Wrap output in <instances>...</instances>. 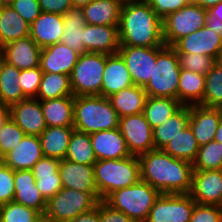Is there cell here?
Instances as JSON below:
<instances>
[{"label": "cell", "instance_id": "003e7915", "mask_svg": "<svg viewBox=\"0 0 222 222\" xmlns=\"http://www.w3.org/2000/svg\"><path fill=\"white\" fill-rule=\"evenodd\" d=\"M127 1H141V2H147L148 0H127Z\"/></svg>", "mask_w": 222, "mask_h": 222}, {"label": "cell", "instance_id": "7c38bea8", "mask_svg": "<svg viewBox=\"0 0 222 222\" xmlns=\"http://www.w3.org/2000/svg\"><path fill=\"white\" fill-rule=\"evenodd\" d=\"M118 128L131 155H140L154 148L153 128L143 113L119 118Z\"/></svg>", "mask_w": 222, "mask_h": 222}, {"label": "cell", "instance_id": "2e32d148", "mask_svg": "<svg viewBox=\"0 0 222 222\" xmlns=\"http://www.w3.org/2000/svg\"><path fill=\"white\" fill-rule=\"evenodd\" d=\"M221 117L222 108H209L201 105L189 106V126L199 146L214 140Z\"/></svg>", "mask_w": 222, "mask_h": 222}, {"label": "cell", "instance_id": "7a4b0ae2", "mask_svg": "<svg viewBox=\"0 0 222 222\" xmlns=\"http://www.w3.org/2000/svg\"><path fill=\"white\" fill-rule=\"evenodd\" d=\"M118 31L120 46H166L162 20L147 2L124 1Z\"/></svg>", "mask_w": 222, "mask_h": 222}, {"label": "cell", "instance_id": "1f68e13d", "mask_svg": "<svg viewBox=\"0 0 222 222\" xmlns=\"http://www.w3.org/2000/svg\"><path fill=\"white\" fill-rule=\"evenodd\" d=\"M205 88V75L181 69L177 100L183 106L201 105Z\"/></svg>", "mask_w": 222, "mask_h": 222}, {"label": "cell", "instance_id": "484cf974", "mask_svg": "<svg viewBox=\"0 0 222 222\" xmlns=\"http://www.w3.org/2000/svg\"><path fill=\"white\" fill-rule=\"evenodd\" d=\"M60 160L43 156L32 168L36 187L48 201L63 187L59 175Z\"/></svg>", "mask_w": 222, "mask_h": 222}, {"label": "cell", "instance_id": "4fadbf2b", "mask_svg": "<svg viewBox=\"0 0 222 222\" xmlns=\"http://www.w3.org/2000/svg\"><path fill=\"white\" fill-rule=\"evenodd\" d=\"M189 195L196 203L222 207V170H194Z\"/></svg>", "mask_w": 222, "mask_h": 222}, {"label": "cell", "instance_id": "8fae6325", "mask_svg": "<svg viewBox=\"0 0 222 222\" xmlns=\"http://www.w3.org/2000/svg\"><path fill=\"white\" fill-rule=\"evenodd\" d=\"M164 47L120 46L118 53L124 59L134 85L144 87L148 83L157 54Z\"/></svg>", "mask_w": 222, "mask_h": 222}, {"label": "cell", "instance_id": "91938a15", "mask_svg": "<svg viewBox=\"0 0 222 222\" xmlns=\"http://www.w3.org/2000/svg\"><path fill=\"white\" fill-rule=\"evenodd\" d=\"M93 0H71L72 6L82 7L84 5L89 4Z\"/></svg>", "mask_w": 222, "mask_h": 222}, {"label": "cell", "instance_id": "44dd1931", "mask_svg": "<svg viewBox=\"0 0 222 222\" xmlns=\"http://www.w3.org/2000/svg\"><path fill=\"white\" fill-rule=\"evenodd\" d=\"M90 140L97 160L124 159L131 156L119 128L91 133Z\"/></svg>", "mask_w": 222, "mask_h": 222}, {"label": "cell", "instance_id": "e7e4bbea", "mask_svg": "<svg viewBox=\"0 0 222 222\" xmlns=\"http://www.w3.org/2000/svg\"><path fill=\"white\" fill-rule=\"evenodd\" d=\"M217 62H219L220 64H222V48L220 50V54H219V57L217 59Z\"/></svg>", "mask_w": 222, "mask_h": 222}, {"label": "cell", "instance_id": "4dcf8cb0", "mask_svg": "<svg viewBox=\"0 0 222 222\" xmlns=\"http://www.w3.org/2000/svg\"><path fill=\"white\" fill-rule=\"evenodd\" d=\"M30 23L24 20L10 5H0V47L29 36Z\"/></svg>", "mask_w": 222, "mask_h": 222}, {"label": "cell", "instance_id": "11a10c76", "mask_svg": "<svg viewBox=\"0 0 222 222\" xmlns=\"http://www.w3.org/2000/svg\"><path fill=\"white\" fill-rule=\"evenodd\" d=\"M10 117V109L7 106L0 105V129Z\"/></svg>", "mask_w": 222, "mask_h": 222}, {"label": "cell", "instance_id": "f35d334b", "mask_svg": "<svg viewBox=\"0 0 222 222\" xmlns=\"http://www.w3.org/2000/svg\"><path fill=\"white\" fill-rule=\"evenodd\" d=\"M65 159L73 163L94 165L97 162V158L92 148L90 134L74 129Z\"/></svg>", "mask_w": 222, "mask_h": 222}, {"label": "cell", "instance_id": "e0dca14e", "mask_svg": "<svg viewBox=\"0 0 222 222\" xmlns=\"http://www.w3.org/2000/svg\"><path fill=\"white\" fill-rule=\"evenodd\" d=\"M81 53L63 43L41 48L40 69L47 73L71 75Z\"/></svg>", "mask_w": 222, "mask_h": 222}, {"label": "cell", "instance_id": "8d00e7d4", "mask_svg": "<svg viewBox=\"0 0 222 222\" xmlns=\"http://www.w3.org/2000/svg\"><path fill=\"white\" fill-rule=\"evenodd\" d=\"M162 150L174 158L193 163L197 157L199 145L191 127L188 125L171 139Z\"/></svg>", "mask_w": 222, "mask_h": 222}, {"label": "cell", "instance_id": "b9f144b4", "mask_svg": "<svg viewBox=\"0 0 222 222\" xmlns=\"http://www.w3.org/2000/svg\"><path fill=\"white\" fill-rule=\"evenodd\" d=\"M40 216L34 209L13 201L0 205L1 222H35Z\"/></svg>", "mask_w": 222, "mask_h": 222}, {"label": "cell", "instance_id": "680465c9", "mask_svg": "<svg viewBox=\"0 0 222 222\" xmlns=\"http://www.w3.org/2000/svg\"><path fill=\"white\" fill-rule=\"evenodd\" d=\"M214 141L222 143V117H221V122L217 128V131L215 132Z\"/></svg>", "mask_w": 222, "mask_h": 222}, {"label": "cell", "instance_id": "ac0fdd59", "mask_svg": "<svg viewBox=\"0 0 222 222\" xmlns=\"http://www.w3.org/2000/svg\"><path fill=\"white\" fill-rule=\"evenodd\" d=\"M119 25L84 26V46L87 52L116 54L120 48Z\"/></svg>", "mask_w": 222, "mask_h": 222}, {"label": "cell", "instance_id": "5b68a950", "mask_svg": "<svg viewBox=\"0 0 222 222\" xmlns=\"http://www.w3.org/2000/svg\"><path fill=\"white\" fill-rule=\"evenodd\" d=\"M161 194L147 182L139 180L132 186L113 191L104 201L135 222H146L152 206Z\"/></svg>", "mask_w": 222, "mask_h": 222}, {"label": "cell", "instance_id": "9f6ffc18", "mask_svg": "<svg viewBox=\"0 0 222 222\" xmlns=\"http://www.w3.org/2000/svg\"><path fill=\"white\" fill-rule=\"evenodd\" d=\"M221 1L222 0H191V2L198 4L199 6L205 9H208L209 7L216 5Z\"/></svg>", "mask_w": 222, "mask_h": 222}, {"label": "cell", "instance_id": "8992f818", "mask_svg": "<svg viewBox=\"0 0 222 222\" xmlns=\"http://www.w3.org/2000/svg\"><path fill=\"white\" fill-rule=\"evenodd\" d=\"M98 192H83L62 187L46 203L44 216L48 222H68L96 207Z\"/></svg>", "mask_w": 222, "mask_h": 222}, {"label": "cell", "instance_id": "cb8c5ba5", "mask_svg": "<svg viewBox=\"0 0 222 222\" xmlns=\"http://www.w3.org/2000/svg\"><path fill=\"white\" fill-rule=\"evenodd\" d=\"M132 85H134L132 77L121 55L119 53L106 55L101 96L109 97Z\"/></svg>", "mask_w": 222, "mask_h": 222}, {"label": "cell", "instance_id": "ffe728a7", "mask_svg": "<svg viewBox=\"0 0 222 222\" xmlns=\"http://www.w3.org/2000/svg\"><path fill=\"white\" fill-rule=\"evenodd\" d=\"M1 48L5 61L19 70L40 66L41 48L30 36L9 42Z\"/></svg>", "mask_w": 222, "mask_h": 222}, {"label": "cell", "instance_id": "f907efd6", "mask_svg": "<svg viewBox=\"0 0 222 222\" xmlns=\"http://www.w3.org/2000/svg\"><path fill=\"white\" fill-rule=\"evenodd\" d=\"M99 222H135L123 212L112 208L104 200H99Z\"/></svg>", "mask_w": 222, "mask_h": 222}, {"label": "cell", "instance_id": "7dc6e473", "mask_svg": "<svg viewBox=\"0 0 222 222\" xmlns=\"http://www.w3.org/2000/svg\"><path fill=\"white\" fill-rule=\"evenodd\" d=\"M10 6L30 24L42 13L38 0H14Z\"/></svg>", "mask_w": 222, "mask_h": 222}, {"label": "cell", "instance_id": "83f0119b", "mask_svg": "<svg viewBox=\"0 0 222 222\" xmlns=\"http://www.w3.org/2000/svg\"><path fill=\"white\" fill-rule=\"evenodd\" d=\"M119 118L143 113L147 93L141 86L132 85L107 97Z\"/></svg>", "mask_w": 222, "mask_h": 222}, {"label": "cell", "instance_id": "94428289", "mask_svg": "<svg viewBox=\"0 0 222 222\" xmlns=\"http://www.w3.org/2000/svg\"><path fill=\"white\" fill-rule=\"evenodd\" d=\"M4 62H5L4 52L3 49L0 47V72Z\"/></svg>", "mask_w": 222, "mask_h": 222}, {"label": "cell", "instance_id": "f1b7e54d", "mask_svg": "<svg viewBox=\"0 0 222 222\" xmlns=\"http://www.w3.org/2000/svg\"><path fill=\"white\" fill-rule=\"evenodd\" d=\"M73 130V126L46 127L39 135L43 155L58 160L65 159Z\"/></svg>", "mask_w": 222, "mask_h": 222}, {"label": "cell", "instance_id": "e575fe53", "mask_svg": "<svg viewBox=\"0 0 222 222\" xmlns=\"http://www.w3.org/2000/svg\"><path fill=\"white\" fill-rule=\"evenodd\" d=\"M20 81V70L15 66L3 63L0 72V105L10 107L24 99Z\"/></svg>", "mask_w": 222, "mask_h": 222}, {"label": "cell", "instance_id": "9c48e42d", "mask_svg": "<svg viewBox=\"0 0 222 222\" xmlns=\"http://www.w3.org/2000/svg\"><path fill=\"white\" fill-rule=\"evenodd\" d=\"M206 9L190 2L176 12L168 14L162 20L163 40L166 46H172L183 36L194 33L205 26Z\"/></svg>", "mask_w": 222, "mask_h": 222}, {"label": "cell", "instance_id": "bcb514c9", "mask_svg": "<svg viewBox=\"0 0 222 222\" xmlns=\"http://www.w3.org/2000/svg\"><path fill=\"white\" fill-rule=\"evenodd\" d=\"M190 222H222V207L196 203Z\"/></svg>", "mask_w": 222, "mask_h": 222}, {"label": "cell", "instance_id": "c3c4849f", "mask_svg": "<svg viewBox=\"0 0 222 222\" xmlns=\"http://www.w3.org/2000/svg\"><path fill=\"white\" fill-rule=\"evenodd\" d=\"M14 198V170L3 165L0 168V205Z\"/></svg>", "mask_w": 222, "mask_h": 222}, {"label": "cell", "instance_id": "d590c367", "mask_svg": "<svg viewBox=\"0 0 222 222\" xmlns=\"http://www.w3.org/2000/svg\"><path fill=\"white\" fill-rule=\"evenodd\" d=\"M189 125V106H182L162 125L153 129L154 148L163 149L180 131Z\"/></svg>", "mask_w": 222, "mask_h": 222}, {"label": "cell", "instance_id": "f546056e", "mask_svg": "<svg viewBox=\"0 0 222 222\" xmlns=\"http://www.w3.org/2000/svg\"><path fill=\"white\" fill-rule=\"evenodd\" d=\"M64 19L61 43L79 53H87L84 46V26L87 24L81 7L71 6L62 15Z\"/></svg>", "mask_w": 222, "mask_h": 222}, {"label": "cell", "instance_id": "03108f58", "mask_svg": "<svg viewBox=\"0 0 222 222\" xmlns=\"http://www.w3.org/2000/svg\"><path fill=\"white\" fill-rule=\"evenodd\" d=\"M4 165L3 156L0 155V168Z\"/></svg>", "mask_w": 222, "mask_h": 222}, {"label": "cell", "instance_id": "60d3db41", "mask_svg": "<svg viewBox=\"0 0 222 222\" xmlns=\"http://www.w3.org/2000/svg\"><path fill=\"white\" fill-rule=\"evenodd\" d=\"M193 170H222V143L213 140L199 146Z\"/></svg>", "mask_w": 222, "mask_h": 222}, {"label": "cell", "instance_id": "836d02e7", "mask_svg": "<svg viewBox=\"0 0 222 222\" xmlns=\"http://www.w3.org/2000/svg\"><path fill=\"white\" fill-rule=\"evenodd\" d=\"M182 106L177 99L147 96L143 114L150 126L154 129L162 125Z\"/></svg>", "mask_w": 222, "mask_h": 222}, {"label": "cell", "instance_id": "6da1fadb", "mask_svg": "<svg viewBox=\"0 0 222 222\" xmlns=\"http://www.w3.org/2000/svg\"><path fill=\"white\" fill-rule=\"evenodd\" d=\"M140 180L162 194H189L192 186L193 163L177 159L162 149L138 155Z\"/></svg>", "mask_w": 222, "mask_h": 222}, {"label": "cell", "instance_id": "52a82bcc", "mask_svg": "<svg viewBox=\"0 0 222 222\" xmlns=\"http://www.w3.org/2000/svg\"><path fill=\"white\" fill-rule=\"evenodd\" d=\"M181 68L176 51L165 46L158 54L152 75L143 87L147 96L177 99Z\"/></svg>", "mask_w": 222, "mask_h": 222}, {"label": "cell", "instance_id": "d6986e66", "mask_svg": "<svg viewBox=\"0 0 222 222\" xmlns=\"http://www.w3.org/2000/svg\"><path fill=\"white\" fill-rule=\"evenodd\" d=\"M13 202L32 208L44 215L47 201L36 187L32 170L14 171Z\"/></svg>", "mask_w": 222, "mask_h": 222}, {"label": "cell", "instance_id": "30bf717a", "mask_svg": "<svg viewBox=\"0 0 222 222\" xmlns=\"http://www.w3.org/2000/svg\"><path fill=\"white\" fill-rule=\"evenodd\" d=\"M195 204L189 194H161L146 222H190Z\"/></svg>", "mask_w": 222, "mask_h": 222}, {"label": "cell", "instance_id": "ee69618b", "mask_svg": "<svg viewBox=\"0 0 222 222\" xmlns=\"http://www.w3.org/2000/svg\"><path fill=\"white\" fill-rule=\"evenodd\" d=\"M24 131L9 117L0 129V155L4 156L21 142Z\"/></svg>", "mask_w": 222, "mask_h": 222}, {"label": "cell", "instance_id": "9a60e30c", "mask_svg": "<svg viewBox=\"0 0 222 222\" xmlns=\"http://www.w3.org/2000/svg\"><path fill=\"white\" fill-rule=\"evenodd\" d=\"M11 119L24 131L25 135L39 136L47 127L41 101L27 98L9 107Z\"/></svg>", "mask_w": 222, "mask_h": 222}, {"label": "cell", "instance_id": "d4e9b609", "mask_svg": "<svg viewBox=\"0 0 222 222\" xmlns=\"http://www.w3.org/2000/svg\"><path fill=\"white\" fill-rule=\"evenodd\" d=\"M64 19L61 14L42 12L30 24L29 36L40 48L60 43L63 34Z\"/></svg>", "mask_w": 222, "mask_h": 222}, {"label": "cell", "instance_id": "74e56055", "mask_svg": "<svg viewBox=\"0 0 222 222\" xmlns=\"http://www.w3.org/2000/svg\"><path fill=\"white\" fill-rule=\"evenodd\" d=\"M73 96L70 76L61 73L43 72L36 99L40 101Z\"/></svg>", "mask_w": 222, "mask_h": 222}, {"label": "cell", "instance_id": "5bb4252c", "mask_svg": "<svg viewBox=\"0 0 222 222\" xmlns=\"http://www.w3.org/2000/svg\"><path fill=\"white\" fill-rule=\"evenodd\" d=\"M171 47L176 53L202 54L217 60L222 48V37L205 25L194 33L183 36Z\"/></svg>", "mask_w": 222, "mask_h": 222}, {"label": "cell", "instance_id": "db71d44e", "mask_svg": "<svg viewBox=\"0 0 222 222\" xmlns=\"http://www.w3.org/2000/svg\"><path fill=\"white\" fill-rule=\"evenodd\" d=\"M205 25L214 31V33L219 34L222 37V18L216 17L215 15L211 14L206 9V23Z\"/></svg>", "mask_w": 222, "mask_h": 222}, {"label": "cell", "instance_id": "7bdbcfd3", "mask_svg": "<svg viewBox=\"0 0 222 222\" xmlns=\"http://www.w3.org/2000/svg\"><path fill=\"white\" fill-rule=\"evenodd\" d=\"M181 69L206 75L217 61L215 58L194 53H177Z\"/></svg>", "mask_w": 222, "mask_h": 222}, {"label": "cell", "instance_id": "ba28073f", "mask_svg": "<svg viewBox=\"0 0 222 222\" xmlns=\"http://www.w3.org/2000/svg\"><path fill=\"white\" fill-rule=\"evenodd\" d=\"M106 54L82 53L70 75L73 96L101 95Z\"/></svg>", "mask_w": 222, "mask_h": 222}, {"label": "cell", "instance_id": "7402d4cb", "mask_svg": "<svg viewBox=\"0 0 222 222\" xmlns=\"http://www.w3.org/2000/svg\"><path fill=\"white\" fill-rule=\"evenodd\" d=\"M43 156L39 136L25 135L15 148L3 156V161L14 171L32 170Z\"/></svg>", "mask_w": 222, "mask_h": 222}, {"label": "cell", "instance_id": "6f0895ef", "mask_svg": "<svg viewBox=\"0 0 222 222\" xmlns=\"http://www.w3.org/2000/svg\"><path fill=\"white\" fill-rule=\"evenodd\" d=\"M211 14L215 15L216 17L222 18V1L217 3L214 6H211L207 9Z\"/></svg>", "mask_w": 222, "mask_h": 222}, {"label": "cell", "instance_id": "681fc988", "mask_svg": "<svg viewBox=\"0 0 222 222\" xmlns=\"http://www.w3.org/2000/svg\"><path fill=\"white\" fill-rule=\"evenodd\" d=\"M191 0H148L147 3L155 14L163 20L168 14L185 7Z\"/></svg>", "mask_w": 222, "mask_h": 222}, {"label": "cell", "instance_id": "603a6c76", "mask_svg": "<svg viewBox=\"0 0 222 222\" xmlns=\"http://www.w3.org/2000/svg\"><path fill=\"white\" fill-rule=\"evenodd\" d=\"M59 175L64 188L83 192H98L94 179V165L60 160Z\"/></svg>", "mask_w": 222, "mask_h": 222}, {"label": "cell", "instance_id": "3957f363", "mask_svg": "<svg viewBox=\"0 0 222 222\" xmlns=\"http://www.w3.org/2000/svg\"><path fill=\"white\" fill-rule=\"evenodd\" d=\"M119 117L107 97L101 95L75 96L73 127L91 134L118 128Z\"/></svg>", "mask_w": 222, "mask_h": 222}, {"label": "cell", "instance_id": "816d5d0a", "mask_svg": "<svg viewBox=\"0 0 222 222\" xmlns=\"http://www.w3.org/2000/svg\"><path fill=\"white\" fill-rule=\"evenodd\" d=\"M42 12L63 15L72 6L71 0H38Z\"/></svg>", "mask_w": 222, "mask_h": 222}, {"label": "cell", "instance_id": "be15d7a7", "mask_svg": "<svg viewBox=\"0 0 222 222\" xmlns=\"http://www.w3.org/2000/svg\"><path fill=\"white\" fill-rule=\"evenodd\" d=\"M35 222H48L44 215H41Z\"/></svg>", "mask_w": 222, "mask_h": 222}, {"label": "cell", "instance_id": "f6af8a7d", "mask_svg": "<svg viewBox=\"0 0 222 222\" xmlns=\"http://www.w3.org/2000/svg\"><path fill=\"white\" fill-rule=\"evenodd\" d=\"M42 76L43 71L40 69V66L20 70L19 85L26 98H36Z\"/></svg>", "mask_w": 222, "mask_h": 222}, {"label": "cell", "instance_id": "d6a6232c", "mask_svg": "<svg viewBox=\"0 0 222 222\" xmlns=\"http://www.w3.org/2000/svg\"><path fill=\"white\" fill-rule=\"evenodd\" d=\"M46 126H73L74 96L41 101Z\"/></svg>", "mask_w": 222, "mask_h": 222}, {"label": "cell", "instance_id": "4316f807", "mask_svg": "<svg viewBox=\"0 0 222 222\" xmlns=\"http://www.w3.org/2000/svg\"><path fill=\"white\" fill-rule=\"evenodd\" d=\"M121 0H93L81 7L88 25H119Z\"/></svg>", "mask_w": 222, "mask_h": 222}, {"label": "cell", "instance_id": "ab89813d", "mask_svg": "<svg viewBox=\"0 0 222 222\" xmlns=\"http://www.w3.org/2000/svg\"><path fill=\"white\" fill-rule=\"evenodd\" d=\"M202 106L222 108V64L215 62L205 75V88Z\"/></svg>", "mask_w": 222, "mask_h": 222}, {"label": "cell", "instance_id": "6125c7cd", "mask_svg": "<svg viewBox=\"0 0 222 222\" xmlns=\"http://www.w3.org/2000/svg\"><path fill=\"white\" fill-rule=\"evenodd\" d=\"M14 0H0V5H10Z\"/></svg>", "mask_w": 222, "mask_h": 222}, {"label": "cell", "instance_id": "277c9868", "mask_svg": "<svg viewBox=\"0 0 222 222\" xmlns=\"http://www.w3.org/2000/svg\"><path fill=\"white\" fill-rule=\"evenodd\" d=\"M94 179L100 200L115 190L134 185L140 180L138 156L97 160L94 164Z\"/></svg>", "mask_w": 222, "mask_h": 222}, {"label": "cell", "instance_id": "f5cc1de1", "mask_svg": "<svg viewBox=\"0 0 222 222\" xmlns=\"http://www.w3.org/2000/svg\"><path fill=\"white\" fill-rule=\"evenodd\" d=\"M68 222H99V201L92 210L79 214Z\"/></svg>", "mask_w": 222, "mask_h": 222}]
</instances>
